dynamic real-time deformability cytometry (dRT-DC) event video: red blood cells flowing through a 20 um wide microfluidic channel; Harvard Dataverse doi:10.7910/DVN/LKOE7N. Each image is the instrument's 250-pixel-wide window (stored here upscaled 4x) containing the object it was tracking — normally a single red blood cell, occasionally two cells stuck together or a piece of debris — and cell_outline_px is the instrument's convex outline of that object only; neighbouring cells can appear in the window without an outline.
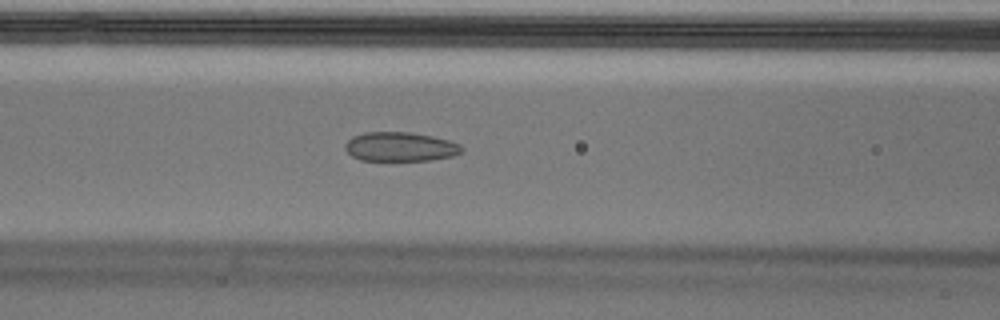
{"species": "Egyptian fruit bat (a non-hibernating species)", "species_latin": "Rousettus aegyptiacus", "temperature_condition": "cold", "stored_images_in_passage": 54, "camera_frame_rate_fps": 3000, "um_per_image_px": 0.085, "animal": {"sex": "male"}, "frame": {"image": 1, "passage_image": 22, "time_ms": 7.0, "image_size_px": [1000, 320], "cell_outline_px": [[464, 148], [460, 152], [452, 156], [428, 160], [360, 160], [352, 156], [344, 148], [344, 144], [352, 136], [364, 132], [408, 132], [432, 136], [448, 140], [460, 144]], "centroid_in_image_um": [33.99, 12.46], "position_along_channel_um": 132.6, "area_um2": 19.77}}
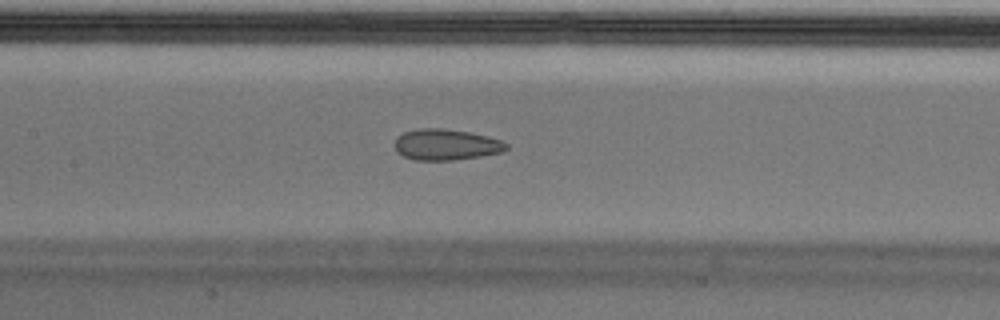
{"frame": {"image": 2, "passage_image": 25, "time_ms": 8.0, "image_size_px": [1000, 320], "cell_outline_px": [[508, 148], [504, 152], [480, 156], [452, 160], [416, 160], [404, 156], [396, 152], [396, 136], [404, 132], [420, 128], [444, 128], [468, 132], [488, 136], [500, 140], [508, 144]], "centroid_in_image_um": [37.92, 12.29], "position_along_channel_um": 169.5, "area_um2": 20.17}}
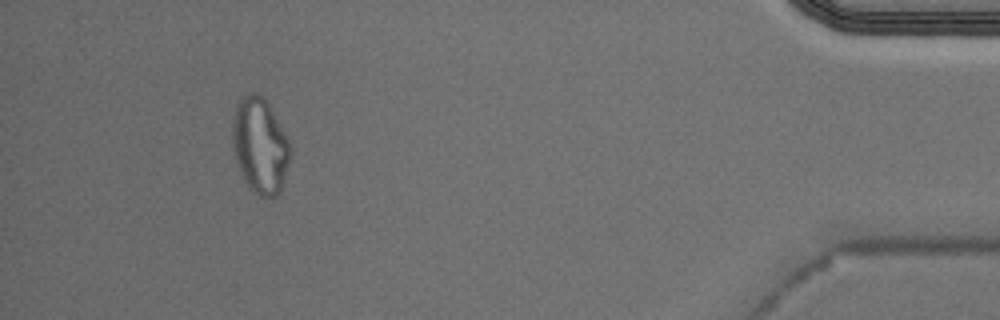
{"frame": {"image": 3, "passage_image": 50, "time_ms": 16.333, "image_size_px": [1000, 320], "cell_outline_px": [[288, 164], [284, 184], [280, 192], [272, 200], [260, 196], [252, 192], [248, 188], [240, 172], [232, 148], [232, 116], [236, 104], [240, 96], [248, 92], [256, 92], [264, 96], [284, 132], [288, 140]], "centroid_in_image_um": [22.05, 12.38], "position_along_channel_um": 413.1, "area_um2": 32.66}, "authors_computed_cell_mechanics": {"area_um2": 22.3108, "velocity_mm_per_s": 3.664, "shape_relaxation_time_tau1_ms": null, "shape_relaxation_time_tau2_ms": 2.0732, "deformation_change_tau1": null, "deformation_change_tau2": 0.0724}}